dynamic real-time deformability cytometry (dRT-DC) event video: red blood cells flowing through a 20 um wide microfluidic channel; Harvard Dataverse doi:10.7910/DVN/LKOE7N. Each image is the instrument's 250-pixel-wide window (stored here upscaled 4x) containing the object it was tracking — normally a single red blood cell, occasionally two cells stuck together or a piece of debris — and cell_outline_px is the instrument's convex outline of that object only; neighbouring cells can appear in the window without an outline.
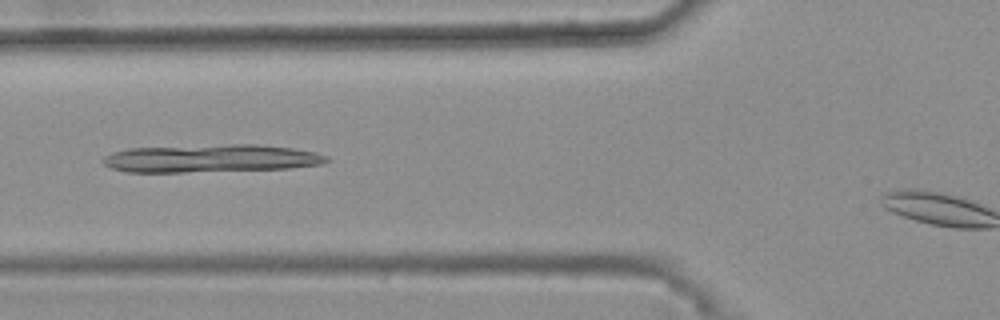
{"species": "common noctule bat (a hibernating species)", "species_latin": "Nyctalus noctula", "temperature_condition": "warm", "stored_images_in_passage": 32, "camera_frame_rate_fps": 3000, "um_per_image_px": 0.085, "animal": {"sex": "female", "body_mass_g": 25.1}, "frame": {"image": 1, "passage_image": 4, "time_ms": 1.0, "image_size_px": [1000, 320], "cell_outline_px": [[328, 160], [320, 164], [288, 168], [184, 172], [128, 172], [112, 168], [104, 164], [100, 160], [104, 156], [112, 152], [132, 148], [228, 144], [256, 144], [292, 148], [316, 152], [328, 156]], "centroid_in_image_um": [17.9, 13.46], "position_along_channel_um": 107.9, "area_um2": 36.13}}
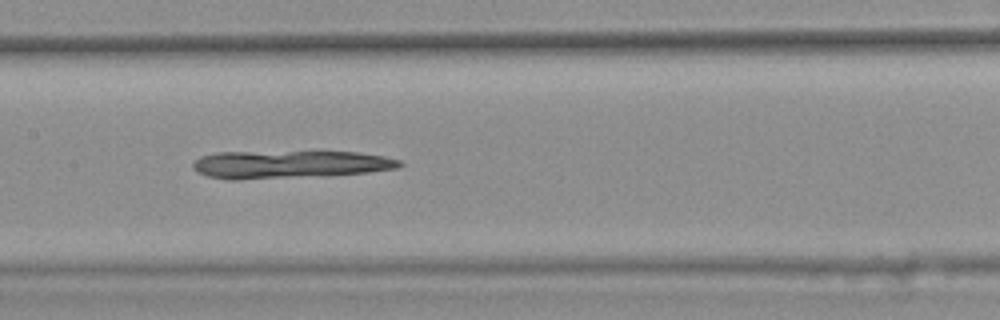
{"frame": {"image": 2, "passage_image": 10, "time_ms": 3.0, "image_size_px": [1000, 320], "cell_outline_px": [[404, 164], [396, 168], [368, 172], [328, 176], [236, 180], [228, 180], [208, 176], [192, 168], [192, 160], [200, 156], [216, 152], [356, 152], [384, 156], [400, 160]], "centroid_in_image_um": [24.58, 13.98], "position_along_channel_um": 182.8, "area_um2": 33.81}}
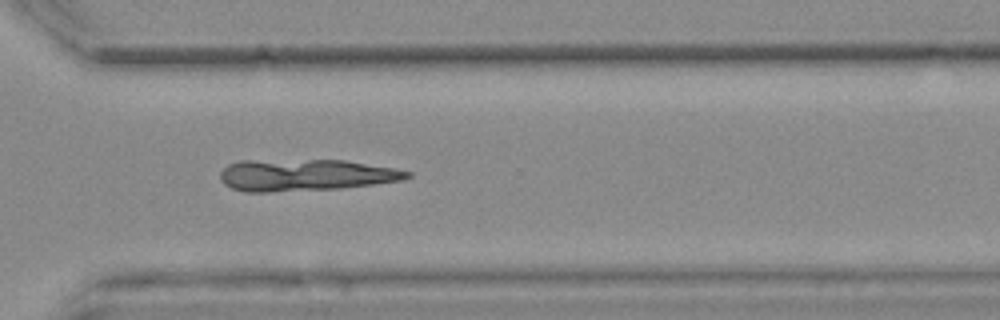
{"frame": {"image": 3, "passage_image": 23, "time_ms": 7.333, "image_size_px": [1000, 320], "cell_outline_px": [[412, 176], [404, 180], [340, 188], [272, 192], [244, 192], [232, 188], [224, 184], [220, 180], [220, 172], [228, 164], [240, 160], [344, 160], [396, 168], [412, 172]], "centroid_in_image_um": [25.96, 14.88], "position_along_channel_um": 344.6, "area_um2": 34.8}}